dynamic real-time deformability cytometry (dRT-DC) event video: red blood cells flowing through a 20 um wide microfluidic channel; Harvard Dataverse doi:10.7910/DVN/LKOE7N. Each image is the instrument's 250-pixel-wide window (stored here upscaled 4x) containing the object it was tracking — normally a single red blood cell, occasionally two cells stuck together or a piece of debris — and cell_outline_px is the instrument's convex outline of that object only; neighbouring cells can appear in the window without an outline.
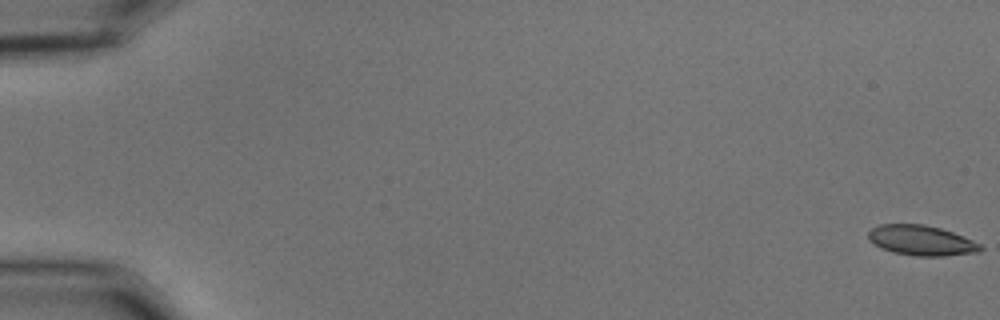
{"species": "common noctule bat (a hibernating species)", "species_latin": "Nyctalus noctula", "temperature_condition": "cold", "stored_images_in_passage": 56, "camera_frame_rate_fps": 3000, "um_per_image_px": 0.085, "animal": {"sex": "male", "body_mass_g": 15.6}, "frame": {"image": 1, "passage_image": 1, "time_ms": 0.0, "image_size_px": [1000, 320], "cell_outline_px": [[984, 248], [980, 252], [944, 256], [916, 256], [892, 252], [880, 248], [868, 240], [868, 232], [872, 228], [880, 224], [924, 224], [940, 228], [952, 232], [972, 240], [980, 244]], "centroid_in_image_um": [78.3, 20.44], "position_along_channel_um": 6.7, "area_um2": 19.77}}
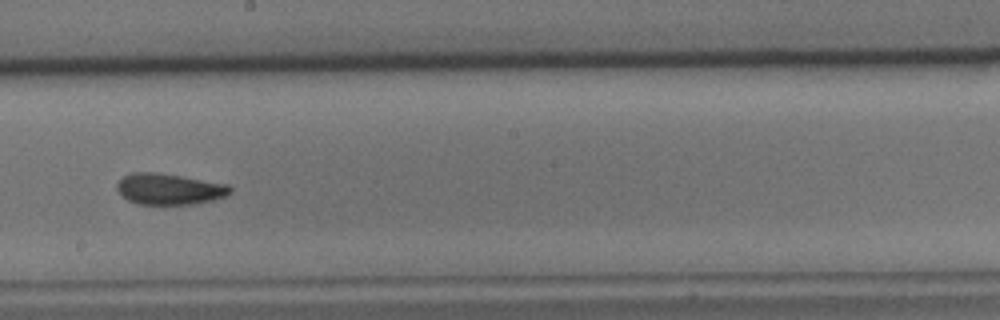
{"frame": {"image": 2, "passage_image": 33, "time_ms": 10.667, "image_size_px": [1000, 320], "cell_outline_px": [[232, 192], [224, 196], [212, 200], [192, 204], [136, 204], [128, 200], [116, 188], [116, 184], [124, 176], [132, 172], [156, 172], [228, 184], [232, 188]], "centroid_in_image_um": [14.38, 16.06], "position_along_channel_um": 233.8, "area_um2": 20.35}}
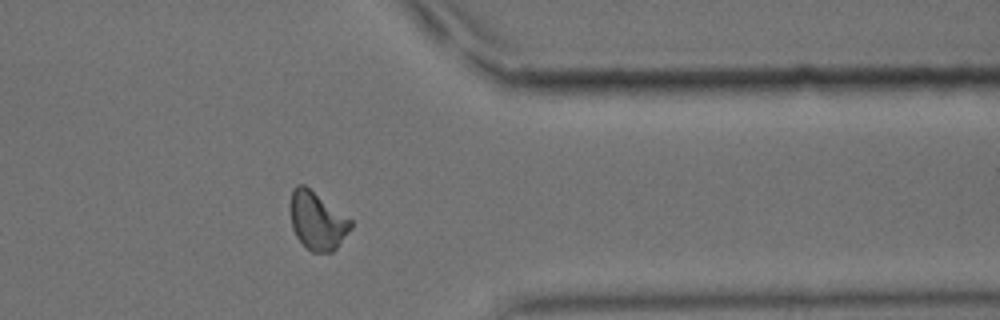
{"frame": {"image": 3, "passage_image": 46, "time_ms": 15.0, "image_size_px": [1000, 320], "cell_outline_px": [[352, 228], [336, 248], [332, 252], [312, 252], [296, 236], [292, 228], [288, 208], [288, 204], [292, 188], [296, 184], [304, 184], [352, 220]], "centroid_in_image_um": [26.92, 18.73], "position_along_channel_um": 384.5, "area_um2": 20.63}, "authors_computed_cell_mechanics": {"area_um2": 20.3456, "velocity_mm_per_s": 3.6565, "shape_relaxation_time_tau1_ms": 5.2055, "shape_relaxation_time_tau2_ms": 2.6778, "deformation_change_tau1": 0.1173, "deformation_change_tau2": 0.0627}}